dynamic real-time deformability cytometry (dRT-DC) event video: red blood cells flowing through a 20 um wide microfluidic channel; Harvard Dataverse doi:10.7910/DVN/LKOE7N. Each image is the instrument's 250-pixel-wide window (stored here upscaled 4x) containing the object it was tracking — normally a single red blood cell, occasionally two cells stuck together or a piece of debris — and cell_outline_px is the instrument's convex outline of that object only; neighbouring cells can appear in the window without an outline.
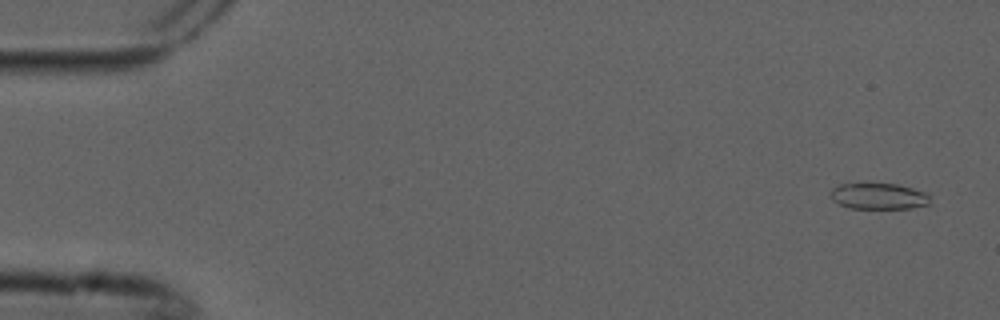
{"species": "common noctule bat (a hibernating species)", "species_latin": "Nyctalus noctula", "temperature_condition": "cold", "stored_images_in_passage": 2, "camera_frame_rate_fps": 3000, "um_per_image_px": 0.085, "animal": {"sex": "male", "forearm_length_mm": 52.5}, "frame": {"image": 1, "passage_image": 1, "time_ms": 0.0, "image_size_px": [1000, 320], "cell_outline_px": [[932, 196], [928, 204], [912, 208], [852, 208], [840, 204], [832, 200], [832, 188], [840, 184], [896, 184], [912, 188], [924, 192]], "centroid_in_image_um": [74.72, 16.68], "position_along_channel_um": 10.3, "area_um2": 14.91}}